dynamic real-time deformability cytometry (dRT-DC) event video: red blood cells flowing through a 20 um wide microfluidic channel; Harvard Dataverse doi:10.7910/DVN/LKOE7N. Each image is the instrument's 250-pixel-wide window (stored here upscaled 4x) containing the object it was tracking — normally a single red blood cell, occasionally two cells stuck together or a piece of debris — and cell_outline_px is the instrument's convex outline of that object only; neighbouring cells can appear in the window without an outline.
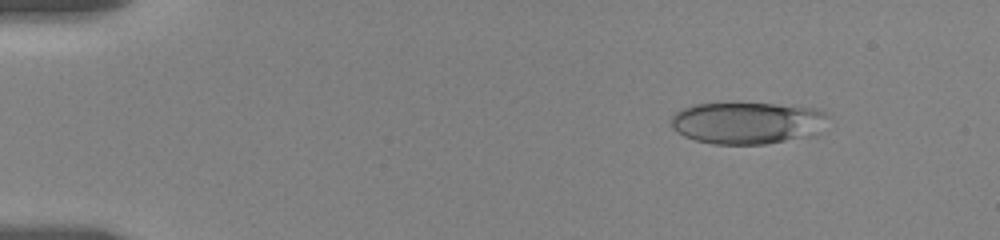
{"species": "human", "species_latin": "Homo sapiens", "temperature_condition": "room temperature", "stored_images_in_passage": 33, "camera_frame_rate_fps": 3000, "um_per_image_px": 0.085, "donor": {"sex": "female"}, "frame": {"image": 1, "passage_image": 1, "time_ms": 0.0, "image_size_px": [1000, 240], "cell_outline_px": [[832, 116], [820, 132], [816, 136], [764, 144], [712, 144], [696, 140], [684, 136], [676, 132], [672, 128], [672, 116], [680, 108], [692, 104], [732, 100], [792, 104], [816, 108]], "centroid_in_image_um": [63.58, 10.39], "position_along_channel_um": 21.4, "area_um2": 40.52}}
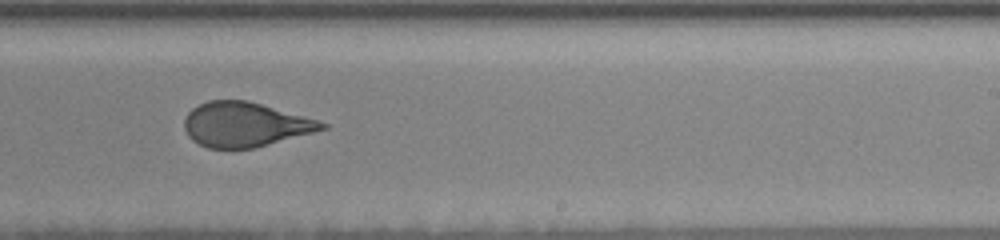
{"frame": {"image": 2, "passage_image": 15, "time_ms": 9.667, "image_size_px": [1000, 240], "cell_outline_px": [[328, 128], [252, 148], [208, 148], [192, 140], [188, 136], [184, 128], [184, 120], [188, 112], [192, 108], [208, 100], [248, 100], [316, 120], [328, 124]], "centroid_in_image_um": [20.77, 10.58], "position_along_channel_um": 268.2, "area_um2": 35.2}}
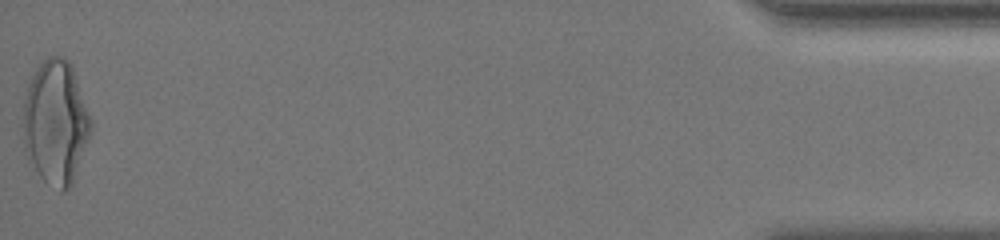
{"frame": {"image": 3, "passage_image": 33, "time_ms": 16.667, "image_size_px": [1000, 240], "cell_outline_px": [[92, 128], [72, 184], [68, 188], [60, 192], [44, 180], [40, 176], [28, 160], [24, 152], [24, 100], [28, 84], [36, 68], [48, 56], [64, 56], [72, 64], [92, 120]], "centroid_in_image_um": [4.74, 10.39], "position_along_channel_um": 430.5, "area_um2": 48.96}, "authors_computed_cell_mechanics": {"area_um2": 37.3966, "velocity_mm_per_s": 3.5369, "shape_relaxation_time_tau1_ms": 5.1521, "shape_relaxation_time_tau2_ms": 0.96, "deformation_change_tau1": 0.1825, "deformation_change_tau2": 0.0863}}